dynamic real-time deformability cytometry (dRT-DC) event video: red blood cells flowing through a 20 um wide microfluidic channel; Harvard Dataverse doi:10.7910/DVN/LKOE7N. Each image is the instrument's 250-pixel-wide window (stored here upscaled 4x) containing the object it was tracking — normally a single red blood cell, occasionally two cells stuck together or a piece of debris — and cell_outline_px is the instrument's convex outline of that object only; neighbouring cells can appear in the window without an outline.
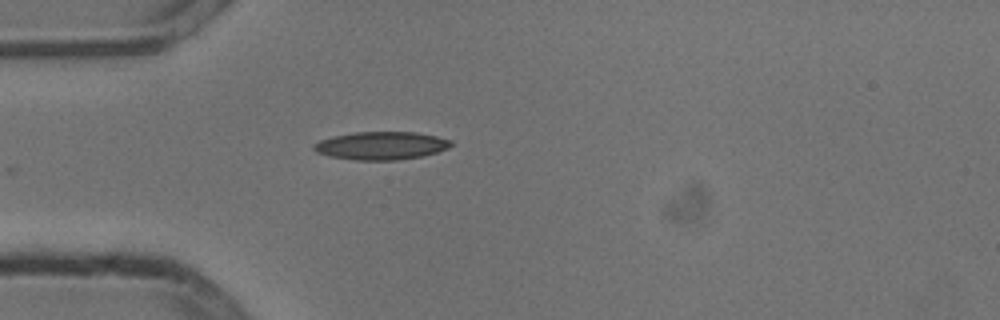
{"species": "common noctule bat (a hibernating species)", "species_latin": "Nyctalus noctula", "temperature_condition": "cold", "stored_images_in_passage": 3, "camera_frame_rate_fps": 3000, "um_per_image_px": 0.085, "animal": {"sex": "male", "body_mass_g": 13.3}, "frame": {"image": 1, "passage_image": 1, "time_ms": 0.0, "image_size_px": [1000, 320], "cell_outline_px": [[452, 144], [448, 148], [424, 156], [396, 160], [356, 160], [328, 156], [316, 152], [312, 148], [312, 144], [320, 140], [332, 136], [356, 132], [416, 132], [436, 136], [452, 140]], "centroid_in_image_um": [32.38, 12.38], "position_along_channel_um": 52.6, "area_um2": 22.48}}